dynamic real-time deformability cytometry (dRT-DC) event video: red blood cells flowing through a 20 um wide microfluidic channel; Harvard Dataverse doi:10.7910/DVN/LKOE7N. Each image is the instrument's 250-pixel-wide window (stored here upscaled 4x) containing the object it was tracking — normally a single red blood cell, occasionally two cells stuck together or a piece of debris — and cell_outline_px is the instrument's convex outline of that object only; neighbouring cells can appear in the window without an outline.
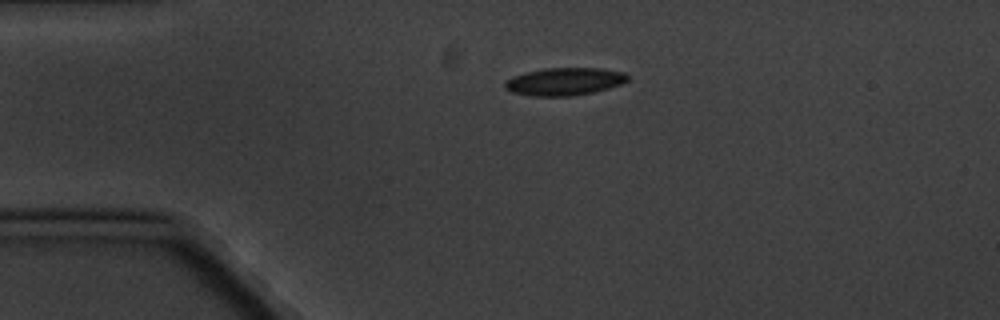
{"species": "common noctule bat (a hibernating species)", "species_latin": "Nyctalus noctula", "temperature_condition": "cold", "stored_images_in_passage": 2, "camera_frame_rate_fps": 3000, "um_per_image_px": 0.085, "animal": {"sex": "male", "body_mass_g": 20.1, "forearm_length_mm": 53.5}, "frame": {"image": 1, "passage_image": 2, "time_ms": 1.333, "image_size_px": [1000, 320], "cell_outline_px": [[628, 80], [620, 84], [608, 88], [592, 92], [568, 96], [532, 96], [512, 92], [504, 88], [504, 84], [512, 76], [528, 72], [548, 68], [600, 68], [624, 72], [628, 76]], "centroid_in_image_um": [47.97, 6.93], "position_along_channel_um": 37.0, "area_um2": 19.54}}